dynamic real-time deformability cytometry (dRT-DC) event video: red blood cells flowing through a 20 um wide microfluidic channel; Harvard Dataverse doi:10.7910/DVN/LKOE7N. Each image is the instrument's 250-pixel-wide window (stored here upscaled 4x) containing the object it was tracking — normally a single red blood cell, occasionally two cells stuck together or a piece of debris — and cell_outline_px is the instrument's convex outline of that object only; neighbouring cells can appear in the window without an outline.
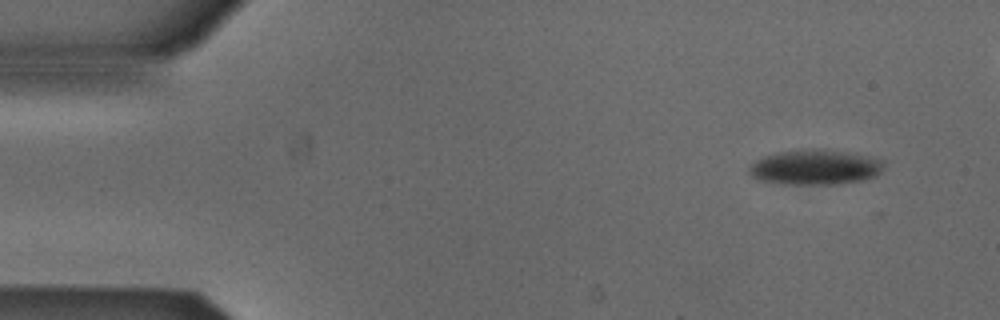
{"species": "Egyptian fruit bat (a non-hibernating species)", "species_latin": "Rousettus aegyptiacus", "temperature_condition": "cold", "stored_images_in_passage": 44, "camera_frame_rate_fps": 3000, "um_per_image_px": 0.085, "animal": {"sex": "male"}, "frame": {"image": 1, "passage_image": 1, "time_ms": 0.0, "image_size_px": [1000, 320], "cell_outline_px": [[884, 168], [876, 176], [868, 180], [840, 184], [784, 184], [756, 180], [748, 172], [748, 168], [756, 160], [764, 156], [780, 152], [840, 152], [884, 160]], "centroid_in_image_um": [69.28, 14.29], "position_along_channel_um": 15.7, "area_um2": 26.59}}
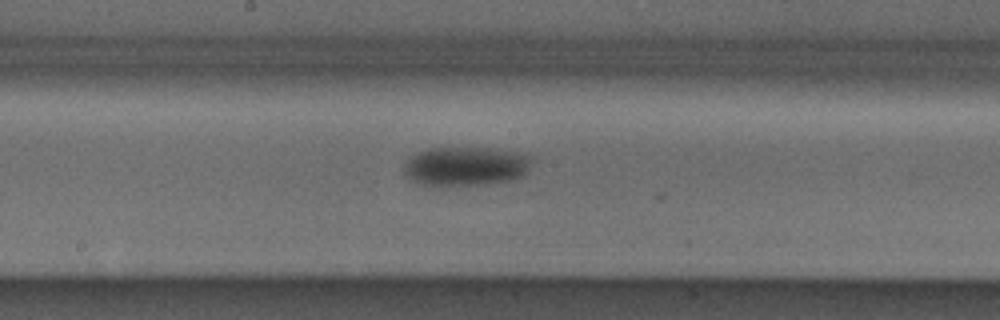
{"frame": {"image": 2, "passage_image": 24, "time_ms": 7.667, "image_size_px": [1000, 320], "cell_outline_px": [[532, 160], [528, 172], [524, 176], [512, 180], [488, 184], [436, 188], [416, 184], [404, 172], [404, 164], [412, 156], [428, 148], [496, 148], [516, 152], [532, 156]], "centroid_in_image_um": [39.6, 14.17], "position_along_channel_um": 208.6, "area_um2": 30.0}}
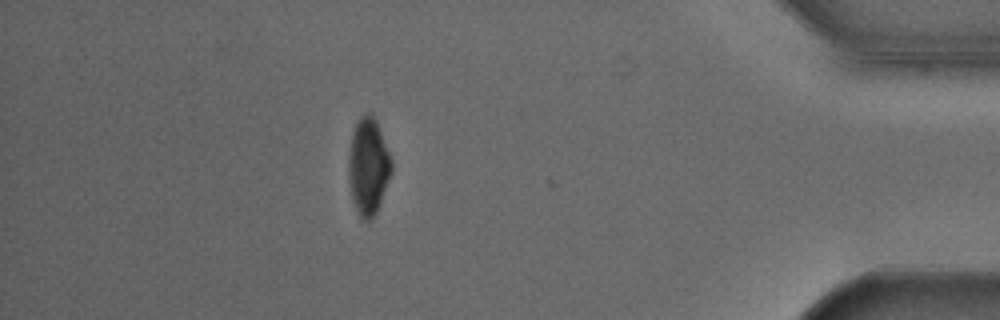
{"frame": {"image": 3, "passage_image": 43, "time_ms": 14.0, "image_size_px": [1000, 320], "cell_outline_px": [[392, 172], [376, 212], [372, 220], [364, 220], [360, 216], [352, 200], [348, 180], [348, 156], [352, 132], [360, 116], [364, 112], [372, 112], [376, 120], [392, 160]], "centroid_in_image_um": [31.29, 14.11], "position_along_channel_um": 403.9, "area_um2": 24.33}, "authors_computed_cell_mechanics": {"area_um2": 28.7844, "velocity_mm_per_s": 3.8478, "shape_relaxation_time_tau1_ms": 4.0657, "shape_relaxation_time_tau2_ms": null, "deformation_change_tau1": 0.0679, "deformation_change_tau2": null}}